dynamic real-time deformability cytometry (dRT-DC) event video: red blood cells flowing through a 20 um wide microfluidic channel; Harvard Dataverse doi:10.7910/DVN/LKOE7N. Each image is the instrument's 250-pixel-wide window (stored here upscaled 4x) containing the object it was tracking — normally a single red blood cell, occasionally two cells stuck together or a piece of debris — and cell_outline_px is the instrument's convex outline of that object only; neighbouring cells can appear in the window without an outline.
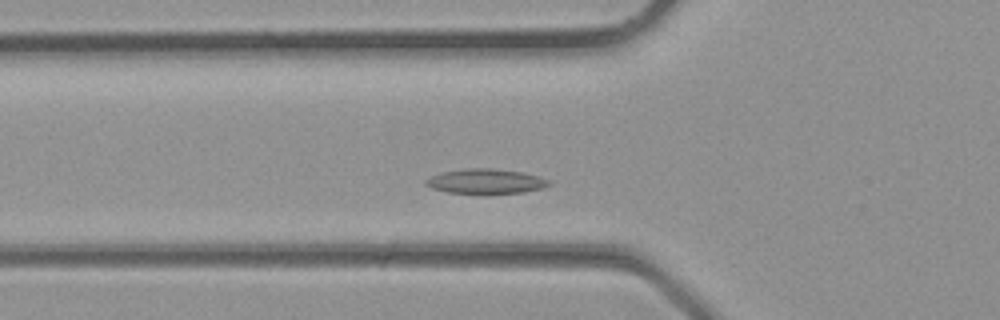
{"species": "common noctule bat (a hibernating species)", "species_latin": "Nyctalus noctula", "temperature_condition": "room temperature", "stored_images_in_passage": 22, "camera_frame_rate_fps": 3000, "um_per_image_px": 0.085, "animal": {"sex": "male", "body_mass_g": 23.1, "forearm_length_mm": 52.7}, "frame": {"image": 1, "passage_image": 6, "time_ms": 1.667, "image_size_px": [1000, 320], "cell_outline_px": [[552, 184], [544, 188], [524, 192], [448, 192], [432, 188], [424, 184], [424, 180], [440, 172], [464, 168], [492, 168], [520, 172], [540, 176], [548, 180]], "centroid_in_image_um": [41.29, 15.38], "position_along_channel_um": 84.5, "area_um2": 17.46}}
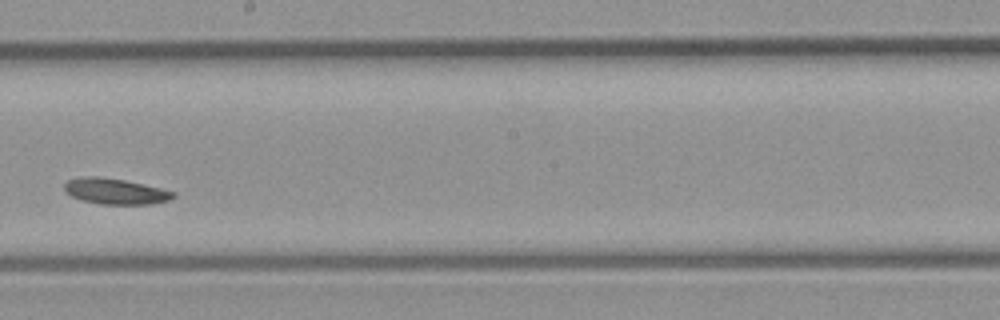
{"frame": {"image": 2, "passage_image": 14, "time_ms": 4.333, "image_size_px": [1000, 320], "cell_outline_px": [[176, 196], [168, 200], [152, 204], [100, 204], [80, 200], [64, 192], [64, 184], [68, 180], [80, 176], [100, 176], [124, 180], [160, 188], [176, 192]], "centroid_in_image_um": [9.77, 16.26], "position_along_channel_um": 238.4, "area_um2": 16.47}}
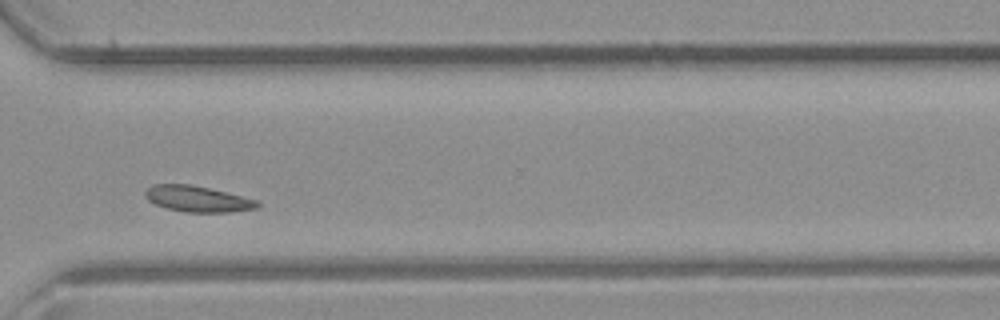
{"frame": {"image": 3, "passage_image": 20, "time_ms": 6.333, "image_size_px": [1000, 320], "cell_outline_px": [[260, 208], [228, 212], [184, 212], [168, 208], [156, 204], [148, 200], [144, 196], [144, 192], [152, 184], [192, 184], [256, 200], [260, 204]], "centroid_in_image_um": [16.77, 16.9], "position_along_channel_um": 353.8, "area_um2": 16.82}}